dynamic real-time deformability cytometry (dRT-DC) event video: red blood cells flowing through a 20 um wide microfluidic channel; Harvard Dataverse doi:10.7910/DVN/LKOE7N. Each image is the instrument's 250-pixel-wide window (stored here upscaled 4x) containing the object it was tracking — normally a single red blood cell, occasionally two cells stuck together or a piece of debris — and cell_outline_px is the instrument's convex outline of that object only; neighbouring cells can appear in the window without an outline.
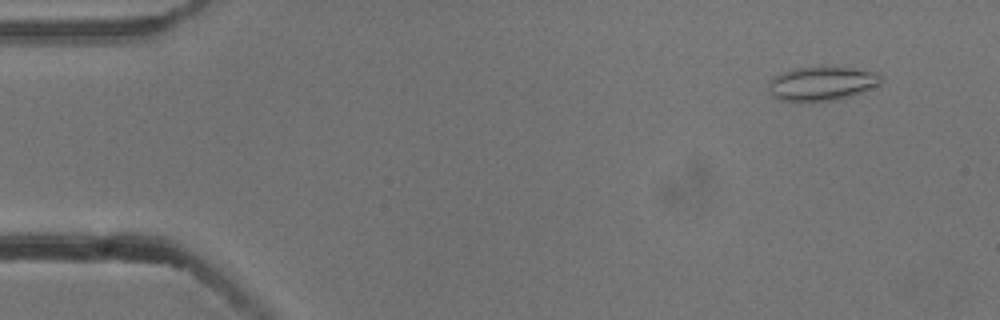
{"species": "common noctule bat (a hibernating species)", "species_latin": "Nyctalus noctula", "temperature_condition": "cold", "stored_images_in_passage": 5, "camera_frame_rate_fps": 3000, "um_per_image_px": 0.085, "animal": {"sex": "male", "body_mass_g": 13.3}, "frame": {"image": 1, "passage_image": 2, "time_ms": 0.333, "image_size_px": [1000, 320], "cell_outline_px": [[884, 76], [880, 84], [852, 96], [832, 100], [780, 100], [772, 96], [768, 88], [768, 84], [780, 72], [792, 68], [820, 64], [852, 68], [880, 72]], "centroid_in_image_um": [69.9, 7.03], "position_along_channel_um": 15.1, "area_um2": 22.83}}